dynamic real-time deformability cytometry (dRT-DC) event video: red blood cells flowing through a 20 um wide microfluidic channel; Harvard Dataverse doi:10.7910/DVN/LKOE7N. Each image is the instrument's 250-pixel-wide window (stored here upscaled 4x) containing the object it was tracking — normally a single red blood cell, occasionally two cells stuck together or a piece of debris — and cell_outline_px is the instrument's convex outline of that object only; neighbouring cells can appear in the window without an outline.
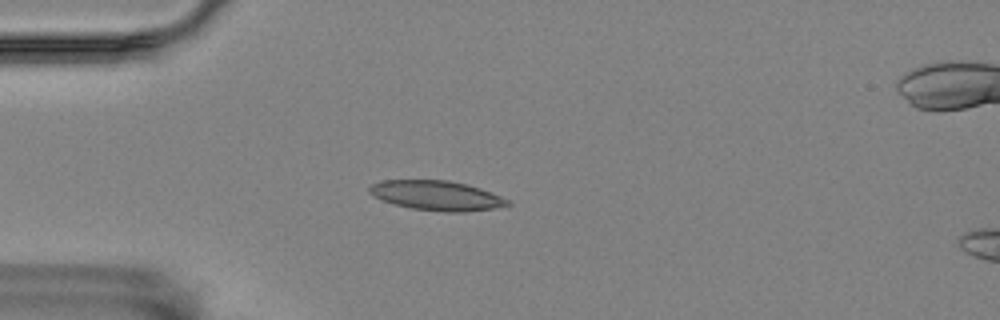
{"species": "Egyptian fruit bat (a non-hibernating species)", "species_latin": "Rousettus aegyptiacus", "temperature_condition": "room temperature", "stored_images_in_passage": 8, "camera_frame_rate_fps": 3000, "um_per_image_px": 0.085, "animal": {"sex": "female"}, "frame": {"image": 1, "passage_image": 5, "time_ms": 1.333, "image_size_px": [1000, 320], "cell_outline_px": [[512, 204], [492, 208], [464, 212], [444, 212], [412, 208], [396, 204], [372, 196], [368, 192], [368, 188], [372, 184], [384, 180], [448, 180], [468, 184], [480, 188], [500, 196], [508, 200]], "centroid_in_image_um": [37.1, 16.61], "position_along_channel_um": 47.9, "area_um2": 23.7}}